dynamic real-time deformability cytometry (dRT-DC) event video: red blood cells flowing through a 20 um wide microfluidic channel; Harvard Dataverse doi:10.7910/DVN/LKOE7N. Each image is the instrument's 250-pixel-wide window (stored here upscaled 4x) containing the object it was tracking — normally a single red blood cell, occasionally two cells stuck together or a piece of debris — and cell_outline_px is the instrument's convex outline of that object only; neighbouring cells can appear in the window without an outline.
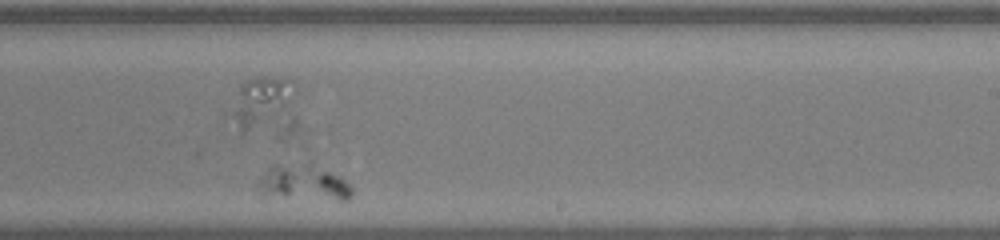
{"species": "human", "species_latin": "Homo sapiens", "temperature_condition": "warm", "stored_images_in_passage": 42, "camera_frame_rate_fps": 3000, "um_per_image_px": 0.085, "donor": {"sex": "female"}, "frame": {"image": 1, "passage_image": 19, "time_ms": 6.0, "image_size_px": [1000, 240], "cell_outline_px": [[352, 196], [348, 200], [340, 200], [284, 196], [260, 192], [256, 188], [264, 176], [276, 164], [308, 164], [340, 176], [352, 188]], "centroid_in_image_um": [25.88, 15.54], "position_along_channel_um": 263.1, "area_um2": 18.26}}